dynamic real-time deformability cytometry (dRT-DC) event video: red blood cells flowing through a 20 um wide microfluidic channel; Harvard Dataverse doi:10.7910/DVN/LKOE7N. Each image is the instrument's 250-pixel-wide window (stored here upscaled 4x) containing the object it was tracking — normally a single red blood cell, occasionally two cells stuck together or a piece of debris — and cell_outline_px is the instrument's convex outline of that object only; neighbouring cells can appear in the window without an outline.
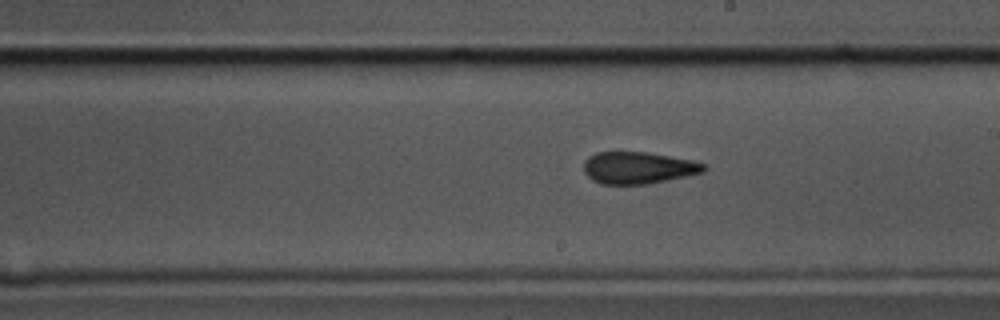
{"species": "common noctule bat (a hibernating species)", "species_latin": "Nyctalus noctula", "temperature_condition": "cold", "stored_images_in_passage": 55, "camera_frame_rate_fps": 3000, "um_per_image_px": 0.085, "animal": {"sex": "male", "body_mass_g": 17.5, "forearm_length_mm": 52.3}, "frame": {"image": 1, "passage_image": 30, "time_ms": 9.667, "image_size_px": [1000, 320], "cell_outline_px": [[708, 168], [704, 172], [688, 176], [648, 184], [600, 184], [592, 180], [584, 172], [584, 160], [588, 156], [596, 152], [644, 152], [692, 160], [708, 164]], "centroid_in_image_um": [54.27, 14.27], "position_along_channel_um": 234.7, "area_um2": 22.54}}
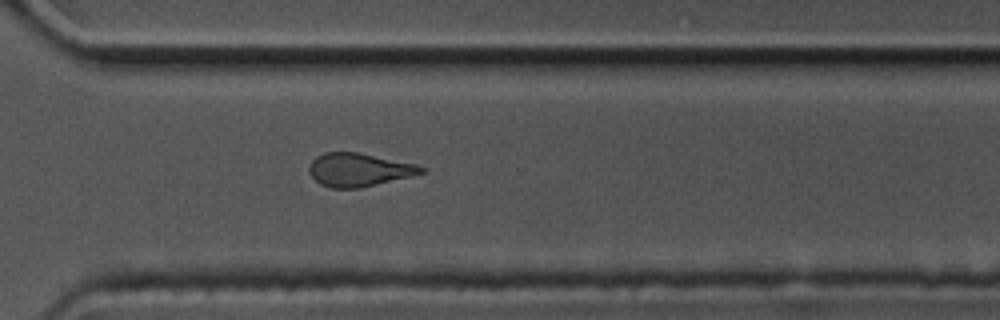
{"frame": {"image": 2, "passage_image": 39, "time_ms": 12.667, "image_size_px": [1000, 320], "cell_outline_px": [[428, 172], [412, 176], [360, 188], [332, 188], [320, 184], [308, 172], [308, 168], [312, 160], [316, 156], [324, 152], [356, 152], [416, 164], [428, 168]], "centroid_in_image_um": [30.53, 14.43], "position_along_channel_um": 340.1, "area_um2": 21.85}}
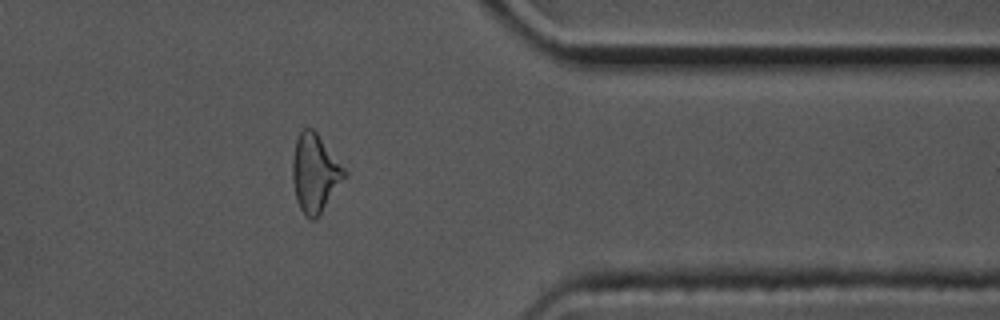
{"frame": {"image": 3, "passage_image": 44, "time_ms": 14.333, "image_size_px": [1000, 320], "cell_outline_px": [[348, 172], [320, 216], [312, 220], [308, 220], [304, 216], [296, 200], [292, 180], [292, 160], [296, 140], [300, 132], [304, 128], [312, 128], [316, 132]], "centroid_in_image_um": [26.76, 14.76], "position_along_channel_um": 384.6, "area_um2": 23.7}, "authors_computed_cell_mechanics": {"area_um2": 22.7732, "velocity_mm_per_s": 3.5146, "shape_relaxation_time_tau1_ms": 5.982, "shape_relaxation_time_tau2_ms": 2.4587, "deformation_change_tau1": 0.1731, "deformation_change_tau2": 0.1206}}